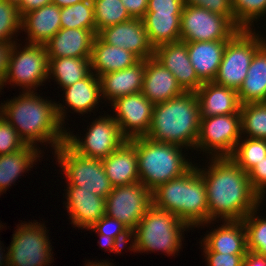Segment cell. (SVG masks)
Returning a JSON list of instances; mask_svg holds the SVG:
<instances>
[{
  "instance_id": "31",
  "label": "cell",
  "mask_w": 266,
  "mask_h": 266,
  "mask_svg": "<svg viewBox=\"0 0 266 266\" xmlns=\"http://www.w3.org/2000/svg\"><path fill=\"white\" fill-rule=\"evenodd\" d=\"M40 152L37 147L26 144L16 152L0 155V194L14 184L21 173L33 167L34 161L41 157Z\"/></svg>"
},
{
  "instance_id": "40",
  "label": "cell",
  "mask_w": 266,
  "mask_h": 266,
  "mask_svg": "<svg viewBox=\"0 0 266 266\" xmlns=\"http://www.w3.org/2000/svg\"><path fill=\"white\" fill-rule=\"evenodd\" d=\"M234 19L241 29H251L255 19L266 13V0H232Z\"/></svg>"
},
{
  "instance_id": "30",
  "label": "cell",
  "mask_w": 266,
  "mask_h": 266,
  "mask_svg": "<svg viewBox=\"0 0 266 266\" xmlns=\"http://www.w3.org/2000/svg\"><path fill=\"white\" fill-rule=\"evenodd\" d=\"M63 89L68 106L81 114L92 111L102 96L100 78L93 71L86 78Z\"/></svg>"
},
{
  "instance_id": "23",
  "label": "cell",
  "mask_w": 266,
  "mask_h": 266,
  "mask_svg": "<svg viewBox=\"0 0 266 266\" xmlns=\"http://www.w3.org/2000/svg\"><path fill=\"white\" fill-rule=\"evenodd\" d=\"M102 164L113 187L140 182L136 148L128 140L103 158Z\"/></svg>"
},
{
  "instance_id": "22",
  "label": "cell",
  "mask_w": 266,
  "mask_h": 266,
  "mask_svg": "<svg viewBox=\"0 0 266 266\" xmlns=\"http://www.w3.org/2000/svg\"><path fill=\"white\" fill-rule=\"evenodd\" d=\"M204 252L246 254L247 233L243 220H224V224L206 235Z\"/></svg>"
},
{
  "instance_id": "27",
  "label": "cell",
  "mask_w": 266,
  "mask_h": 266,
  "mask_svg": "<svg viewBox=\"0 0 266 266\" xmlns=\"http://www.w3.org/2000/svg\"><path fill=\"white\" fill-rule=\"evenodd\" d=\"M228 41L187 42L188 56L198 78L204 82L214 81Z\"/></svg>"
},
{
  "instance_id": "45",
  "label": "cell",
  "mask_w": 266,
  "mask_h": 266,
  "mask_svg": "<svg viewBox=\"0 0 266 266\" xmlns=\"http://www.w3.org/2000/svg\"><path fill=\"white\" fill-rule=\"evenodd\" d=\"M183 0H148L147 12L182 13Z\"/></svg>"
},
{
  "instance_id": "29",
  "label": "cell",
  "mask_w": 266,
  "mask_h": 266,
  "mask_svg": "<svg viewBox=\"0 0 266 266\" xmlns=\"http://www.w3.org/2000/svg\"><path fill=\"white\" fill-rule=\"evenodd\" d=\"M182 13L146 12L144 23L148 40L154 49L162 44L181 40L180 22Z\"/></svg>"
},
{
  "instance_id": "39",
  "label": "cell",
  "mask_w": 266,
  "mask_h": 266,
  "mask_svg": "<svg viewBox=\"0 0 266 266\" xmlns=\"http://www.w3.org/2000/svg\"><path fill=\"white\" fill-rule=\"evenodd\" d=\"M21 18L15 0H0V42L15 43L12 37L21 29Z\"/></svg>"
},
{
  "instance_id": "25",
  "label": "cell",
  "mask_w": 266,
  "mask_h": 266,
  "mask_svg": "<svg viewBox=\"0 0 266 266\" xmlns=\"http://www.w3.org/2000/svg\"><path fill=\"white\" fill-rule=\"evenodd\" d=\"M144 72L145 60H140L129 68L101 75L102 98L113 102L121 96L141 92Z\"/></svg>"
},
{
  "instance_id": "51",
  "label": "cell",
  "mask_w": 266,
  "mask_h": 266,
  "mask_svg": "<svg viewBox=\"0 0 266 266\" xmlns=\"http://www.w3.org/2000/svg\"><path fill=\"white\" fill-rule=\"evenodd\" d=\"M1 249L2 248H1V245H0V266H2V265L8 266V252L3 257V253L1 252L2 251ZM3 262H5V263H3Z\"/></svg>"
},
{
  "instance_id": "2",
  "label": "cell",
  "mask_w": 266,
  "mask_h": 266,
  "mask_svg": "<svg viewBox=\"0 0 266 266\" xmlns=\"http://www.w3.org/2000/svg\"><path fill=\"white\" fill-rule=\"evenodd\" d=\"M2 107V117L17 131L25 144L36 147L37 142H48L56 150L65 143L66 130L62 123L66 111L62 104L44 100L34 91H23Z\"/></svg>"
},
{
  "instance_id": "26",
  "label": "cell",
  "mask_w": 266,
  "mask_h": 266,
  "mask_svg": "<svg viewBox=\"0 0 266 266\" xmlns=\"http://www.w3.org/2000/svg\"><path fill=\"white\" fill-rule=\"evenodd\" d=\"M140 59L130 51L118 46L105 43L98 35L94 37L92 43L90 65L91 70H96L95 75L100 77L109 72L129 68Z\"/></svg>"
},
{
  "instance_id": "3",
  "label": "cell",
  "mask_w": 266,
  "mask_h": 266,
  "mask_svg": "<svg viewBox=\"0 0 266 266\" xmlns=\"http://www.w3.org/2000/svg\"><path fill=\"white\" fill-rule=\"evenodd\" d=\"M200 125L195 92H184L166 102L154 104L147 138L195 149Z\"/></svg>"
},
{
  "instance_id": "21",
  "label": "cell",
  "mask_w": 266,
  "mask_h": 266,
  "mask_svg": "<svg viewBox=\"0 0 266 266\" xmlns=\"http://www.w3.org/2000/svg\"><path fill=\"white\" fill-rule=\"evenodd\" d=\"M200 117L240 114V102L237 90L216 84L204 82L195 92Z\"/></svg>"
},
{
  "instance_id": "33",
  "label": "cell",
  "mask_w": 266,
  "mask_h": 266,
  "mask_svg": "<svg viewBox=\"0 0 266 266\" xmlns=\"http://www.w3.org/2000/svg\"><path fill=\"white\" fill-rule=\"evenodd\" d=\"M89 230H93L100 237L101 249H105L109 252L121 253L124 246V243L128 244L131 238V231L122 224L119 220L104 216L99 221H97ZM123 247V248H122Z\"/></svg>"
},
{
  "instance_id": "6",
  "label": "cell",
  "mask_w": 266,
  "mask_h": 266,
  "mask_svg": "<svg viewBox=\"0 0 266 266\" xmlns=\"http://www.w3.org/2000/svg\"><path fill=\"white\" fill-rule=\"evenodd\" d=\"M187 228L190 227L175 214L152 205L131 232L134 239L129 248L135 252L160 250L175 255L181 249L182 232Z\"/></svg>"
},
{
  "instance_id": "12",
  "label": "cell",
  "mask_w": 266,
  "mask_h": 266,
  "mask_svg": "<svg viewBox=\"0 0 266 266\" xmlns=\"http://www.w3.org/2000/svg\"><path fill=\"white\" fill-rule=\"evenodd\" d=\"M36 223H22L16 229L8 248V266H46L51 262L52 249L46 227Z\"/></svg>"
},
{
  "instance_id": "37",
  "label": "cell",
  "mask_w": 266,
  "mask_h": 266,
  "mask_svg": "<svg viewBox=\"0 0 266 266\" xmlns=\"http://www.w3.org/2000/svg\"><path fill=\"white\" fill-rule=\"evenodd\" d=\"M241 142V143H240ZM263 157H266V139L246 137L239 140L230 158L248 173Z\"/></svg>"
},
{
  "instance_id": "11",
  "label": "cell",
  "mask_w": 266,
  "mask_h": 266,
  "mask_svg": "<svg viewBox=\"0 0 266 266\" xmlns=\"http://www.w3.org/2000/svg\"><path fill=\"white\" fill-rule=\"evenodd\" d=\"M241 136V114L200 117L195 149L208 151L214 158L230 157Z\"/></svg>"
},
{
  "instance_id": "44",
  "label": "cell",
  "mask_w": 266,
  "mask_h": 266,
  "mask_svg": "<svg viewBox=\"0 0 266 266\" xmlns=\"http://www.w3.org/2000/svg\"><path fill=\"white\" fill-rule=\"evenodd\" d=\"M208 266H243L246 254L204 252Z\"/></svg>"
},
{
  "instance_id": "19",
  "label": "cell",
  "mask_w": 266,
  "mask_h": 266,
  "mask_svg": "<svg viewBox=\"0 0 266 266\" xmlns=\"http://www.w3.org/2000/svg\"><path fill=\"white\" fill-rule=\"evenodd\" d=\"M65 190L66 208L73 225L88 230L105 216L106 198L78 186H68Z\"/></svg>"
},
{
  "instance_id": "49",
  "label": "cell",
  "mask_w": 266,
  "mask_h": 266,
  "mask_svg": "<svg viewBox=\"0 0 266 266\" xmlns=\"http://www.w3.org/2000/svg\"><path fill=\"white\" fill-rule=\"evenodd\" d=\"M243 266H266V256L260 255L256 252L247 251Z\"/></svg>"
},
{
  "instance_id": "10",
  "label": "cell",
  "mask_w": 266,
  "mask_h": 266,
  "mask_svg": "<svg viewBox=\"0 0 266 266\" xmlns=\"http://www.w3.org/2000/svg\"><path fill=\"white\" fill-rule=\"evenodd\" d=\"M16 45L14 43L12 47L7 74L0 88L2 89L6 82L10 84L12 82V84L22 86L24 92L33 91L49 78V61L45 45L29 43L20 51H17Z\"/></svg>"
},
{
  "instance_id": "18",
  "label": "cell",
  "mask_w": 266,
  "mask_h": 266,
  "mask_svg": "<svg viewBox=\"0 0 266 266\" xmlns=\"http://www.w3.org/2000/svg\"><path fill=\"white\" fill-rule=\"evenodd\" d=\"M184 92L174 75L154 56L145 60L141 93L150 102H166Z\"/></svg>"
},
{
  "instance_id": "20",
  "label": "cell",
  "mask_w": 266,
  "mask_h": 266,
  "mask_svg": "<svg viewBox=\"0 0 266 266\" xmlns=\"http://www.w3.org/2000/svg\"><path fill=\"white\" fill-rule=\"evenodd\" d=\"M95 35L88 29L61 28L44 45L48 58H90Z\"/></svg>"
},
{
  "instance_id": "15",
  "label": "cell",
  "mask_w": 266,
  "mask_h": 266,
  "mask_svg": "<svg viewBox=\"0 0 266 266\" xmlns=\"http://www.w3.org/2000/svg\"><path fill=\"white\" fill-rule=\"evenodd\" d=\"M111 105L116 112L113 118L127 140L146 137L152 122L154 108L152 102L139 92L121 96Z\"/></svg>"
},
{
  "instance_id": "34",
  "label": "cell",
  "mask_w": 266,
  "mask_h": 266,
  "mask_svg": "<svg viewBox=\"0 0 266 266\" xmlns=\"http://www.w3.org/2000/svg\"><path fill=\"white\" fill-rule=\"evenodd\" d=\"M60 23L61 28L88 29L96 36L93 1L84 0L61 8Z\"/></svg>"
},
{
  "instance_id": "35",
  "label": "cell",
  "mask_w": 266,
  "mask_h": 266,
  "mask_svg": "<svg viewBox=\"0 0 266 266\" xmlns=\"http://www.w3.org/2000/svg\"><path fill=\"white\" fill-rule=\"evenodd\" d=\"M240 114L242 134H248V138L266 139V102L241 105Z\"/></svg>"
},
{
  "instance_id": "7",
  "label": "cell",
  "mask_w": 266,
  "mask_h": 266,
  "mask_svg": "<svg viewBox=\"0 0 266 266\" xmlns=\"http://www.w3.org/2000/svg\"><path fill=\"white\" fill-rule=\"evenodd\" d=\"M266 42L251 29H240L226 43L222 61L213 82L239 90L247 76L252 57Z\"/></svg>"
},
{
  "instance_id": "16",
  "label": "cell",
  "mask_w": 266,
  "mask_h": 266,
  "mask_svg": "<svg viewBox=\"0 0 266 266\" xmlns=\"http://www.w3.org/2000/svg\"><path fill=\"white\" fill-rule=\"evenodd\" d=\"M105 43L118 46L135 54L140 60L154 56L142 19L132 18L102 29L97 34Z\"/></svg>"
},
{
  "instance_id": "41",
  "label": "cell",
  "mask_w": 266,
  "mask_h": 266,
  "mask_svg": "<svg viewBox=\"0 0 266 266\" xmlns=\"http://www.w3.org/2000/svg\"><path fill=\"white\" fill-rule=\"evenodd\" d=\"M17 131L4 118H0V155L16 152L25 146Z\"/></svg>"
},
{
  "instance_id": "1",
  "label": "cell",
  "mask_w": 266,
  "mask_h": 266,
  "mask_svg": "<svg viewBox=\"0 0 266 266\" xmlns=\"http://www.w3.org/2000/svg\"><path fill=\"white\" fill-rule=\"evenodd\" d=\"M211 158L208 169H198L206 186L209 223L220 216L222 220H243L258 209L261 197L253 190L248 173L230 157Z\"/></svg>"
},
{
  "instance_id": "13",
  "label": "cell",
  "mask_w": 266,
  "mask_h": 266,
  "mask_svg": "<svg viewBox=\"0 0 266 266\" xmlns=\"http://www.w3.org/2000/svg\"><path fill=\"white\" fill-rule=\"evenodd\" d=\"M88 130L84 141L67 131L65 135V143L84 157L106 158L127 141L116 120L109 115L94 120Z\"/></svg>"
},
{
  "instance_id": "50",
  "label": "cell",
  "mask_w": 266,
  "mask_h": 266,
  "mask_svg": "<svg viewBox=\"0 0 266 266\" xmlns=\"http://www.w3.org/2000/svg\"><path fill=\"white\" fill-rule=\"evenodd\" d=\"M81 1H84V0H52V3L57 5L60 8H64V7L74 5Z\"/></svg>"
},
{
  "instance_id": "4",
  "label": "cell",
  "mask_w": 266,
  "mask_h": 266,
  "mask_svg": "<svg viewBox=\"0 0 266 266\" xmlns=\"http://www.w3.org/2000/svg\"><path fill=\"white\" fill-rule=\"evenodd\" d=\"M153 205L175 214L190 228L209 223L206 186L198 167L159 185L152 191Z\"/></svg>"
},
{
  "instance_id": "8",
  "label": "cell",
  "mask_w": 266,
  "mask_h": 266,
  "mask_svg": "<svg viewBox=\"0 0 266 266\" xmlns=\"http://www.w3.org/2000/svg\"><path fill=\"white\" fill-rule=\"evenodd\" d=\"M54 152L68 179L67 186H78L104 198L112 191L113 186L106 176L102 159L81 156L66 143H62Z\"/></svg>"
},
{
  "instance_id": "14",
  "label": "cell",
  "mask_w": 266,
  "mask_h": 266,
  "mask_svg": "<svg viewBox=\"0 0 266 266\" xmlns=\"http://www.w3.org/2000/svg\"><path fill=\"white\" fill-rule=\"evenodd\" d=\"M152 205V191L141 182L116 186L106 197L105 215L119 220L132 232Z\"/></svg>"
},
{
  "instance_id": "43",
  "label": "cell",
  "mask_w": 266,
  "mask_h": 266,
  "mask_svg": "<svg viewBox=\"0 0 266 266\" xmlns=\"http://www.w3.org/2000/svg\"><path fill=\"white\" fill-rule=\"evenodd\" d=\"M248 177L253 190L261 197L263 200L264 194H266V157L248 172Z\"/></svg>"
},
{
  "instance_id": "46",
  "label": "cell",
  "mask_w": 266,
  "mask_h": 266,
  "mask_svg": "<svg viewBox=\"0 0 266 266\" xmlns=\"http://www.w3.org/2000/svg\"><path fill=\"white\" fill-rule=\"evenodd\" d=\"M132 18L142 19L147 12L148 0H121Z\"/></svg>"
},
{
  "instance_id": "28",
  "label": "cell",
  "mask_w": 266,
  "mask_h": 266,
  "mask_svg": "<svg viewBox=\"0 0 266 266\" xmlns=\"http://www.w3.org/2000/svg\"><path fill=\"white\" fill-rule=\"evenodd\" d=\"M237 92L241 105L266 102V43L252 57L247 76Z\"/></svg>"
},
{
  "instance_id": "53",
  "label": "cell",
  "mask_w": 266,
  "mask_h": 266,
  "mask_svg": "<svg viewBox=\"0 0 266 266\" xmlns=\"http://www.w3.org/2000/svg\"><path fill=\"white\" fill-rule=\"evenodd\" d=\"M0 90H1V88H0ZM3 107H2V105L0 106V118L3 116V109H2Z\"/></svg>"
},
{
  "instance_id": "48",
  "label": "cell",
  "mask_w": 266,
  "mask_h": 266,
  "mask_svg": "<svg viewBox=\"0 0 266 266\" xmlns=\"http://www.w3.org/2000/svg\"><path fill=\"white\" fill-rule=\"evenodd\" d=\"M21 17L35 9H39L42 6L49 5L52 0H15Z\"/></svg>"
},
{
  "instance_id": "5",
  "label": "cell",
  "mask_w": 266,
  "mask_h": 266,
  "mask_svg": "<svg viewBox=\"0 0 266 266\" xmlns=\"http://www.w3.org/2000/svg\"><path fill=\"white\" fill-rule=\"evenodd\" d=\"M135 148L140 182L149 190L185 174L193 164L183 156L181 146L147 137L128 140Z\"/></svg>"
},
{
  "instance_id": "52",
  "label": "cell",
  "mask_w": 266,
  "mask_h": 266,
  "mask_svg": "<svg viewBox=\"0 0 266 266\" xmlns=\"http://www.w3.org/2000/svg\"><path fill=\"white\" fill-rule=\"evenodd\" d=\"M87 264H86V266H112L111 263H109V262H107V263L105 262L104 263V262H100V261L98 263H96V262H93V263L92 262H88Z\"/></svg>"
},
{
  "instance_id": "32",
  "label": "cell",
  "mask_w": 266,
  "mask_h": 266,
  "mask_svg": "<svg viewBox=\"0 0 266 266\" xmlns=\"http://www.w3.org/2000/svg\"><path fill=\"white\" fill-rule=\"evenodd\" d=\"M48 74L65 88L86 78L91 73L90 58L59 57L48 58Z\"/></svg>"
},
{
  "instance_id": "42",
  "label": "cell",
  "mask_w": 266,
  "mask_h": 266,
  "mask_svg": "<svg viewBox=\"0 0 266 266\" xmlns=\"http://www.w3.org/2000/svg\"><path fill=\"white\" fill-rule=\"evenodd\" d=\"M183 2L184 5L198 6L222 16L234 17L232 0H183Z\"/></svg>"
},
{
  "instance_id": "38",
  "label": "cell",
  "mask_w": 266,
  "mask_h": 266,
  "mask_svg": "<svg viewBox=\"0 0 266 266\" xmlns=\"http://www.w3.org/2000/svg\"><path fill=\"white\" fill-rule=\"evenodd\" d=\"M257 209L251 211L244 219L247 233V249L266 256V219L256 215Z\"/></svg>"
},
{
  "instance_id": "24",
  "label": "cell",
  "mask_w": 266,
  "mask_h": 266,
  "mask_svg": "<svg viewBox=\"0 0 266 266\" xmlns=\"http://www.w3.org/2000/svg\"><path fill=\"white\" fill-rule=\"evenodd\" d=\"M61 8L51 3L24 14L21 18V30L28 33L27 43L44 45L60 29Z\"/></svg>"
},
{
  "instance_id": "47",
  "label": "cell",
  "mask_w": 266,
  "mask_h": 266,
  "mask_svg": "<svg viewBox=\"0 0 266 266\" xmlns=\"http://www.w3.org/2000/svg\"><path fill=\"white\" fill-rule=\"evenodd\" d=\"M14 43L0 42V84L5 78L9 65V58Z\"/></svg>"
},
{
  "instance_id": "17",
  "label": "cell",
  "mask_w": 266,
  "mask_h": 266,
  "mask_svg": "<svg viewBox=\"0 0 266 266\" xmlns=\"http://www.w3.org/2000/svg\"><path fill=\"white\" fill-rule=\"evenodd\" d=\"M154 57L174 75L185 92H196L203 84L189 59L187 42L180 40L159 45Z\"/></svg>"
},
{
  "instance_id": "9",
  "label": "cell",
  "mask_w": 266,
  "mask_h": 266,
  "mask_svg": "<svg viewBox=\"0 0 266 266\" xmlns=\"http://www.w3.org/2000/svg\"><path fill=\"white\" fill-rule=\"evenodd\" d=\"M241 28L234 17H226L192 5H184L181 22V41H228Z\"/></svg>"
},
{
  "instance_id": "36",
  "label": "cell",
  "mask_w": 266,
  "mask_h": 266,
  "mask_svg": "<svg viewBox=\"0 0 266 266\" xmlns=\"http://www.w3.org/2000/svg\"><path fill=\"white\" fill-rule=\"evenodd\" d=\"M92 1L94 4L96 35L106 27L132 19L121 0Z\"/></svg>"
}]
</instances>
